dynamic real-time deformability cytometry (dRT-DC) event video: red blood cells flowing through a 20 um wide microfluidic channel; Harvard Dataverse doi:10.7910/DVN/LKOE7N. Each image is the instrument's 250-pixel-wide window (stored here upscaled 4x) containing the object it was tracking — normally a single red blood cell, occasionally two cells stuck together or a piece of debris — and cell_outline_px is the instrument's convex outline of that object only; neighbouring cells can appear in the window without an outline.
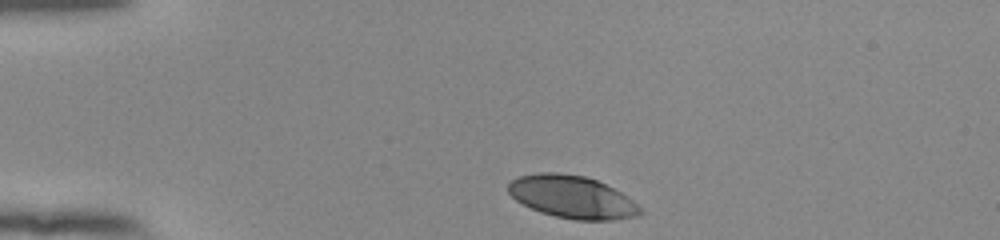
{"species": "human", "species_latin": "Homo sapiens", "temperature_condition": "room temperature", "stored_images_in_passage": 35, "camera_frame_rate_fps": 3000, "um_per_image_px": 0.085, "donor": {"sex": "female"}, "frame": {"image": 1, "passage_image": 1, "time_ms": 0.0, "image_size_px": [1000, 240], "cell_outline_px": [[644, 212], [636, 216], [612, 220], [576, 220], [556, 216], [540, 212], [516, 200], [508, 192], [508, 184], [516, 176], [540, 172], [556, 172], [584, 176], [596, 180], [620, 192], [632, 200]], "centroid_in_image_um": [48.6, 16.74], "position_along_channel_um": 36.4, "area_um2": 32.48}}
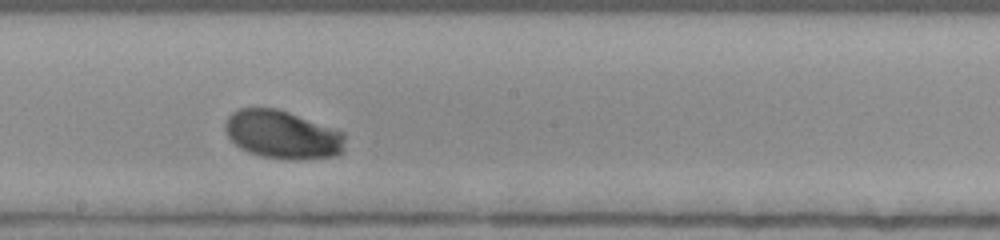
{"frame": {"image": 2, "passage_image": 20, "time_ms": 6.333, "image_size_px": [1000, 240], "cell_outline_px": [[344, 152], [336, 156], [296, 160], [288, 160], [260, 156], [248, 152], [240, 148], [228, 136], [224, 128], [224, 120], [232, 112], [240, 108], [276, 108], [288, 112], [344, 132]], "centroid_in_image_um": [23.99, 11.46], "position_along_channel_um": 224.2, "area_um2": 33.87}}
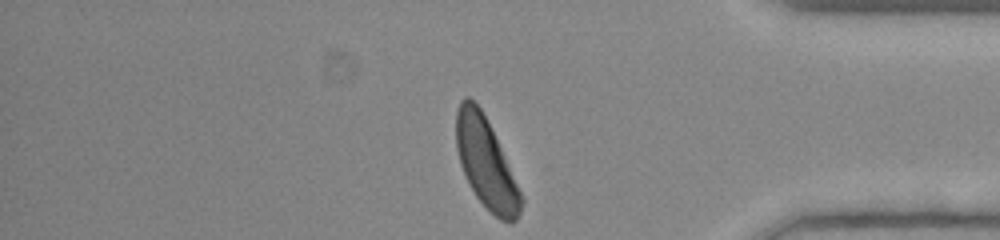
{"frame": {"image": 3, "passage_image": 35, "time_ms": 11.333, "image_size_px": [1000, 240], "cell_outline_px": [[524, 200], [520, 212], [516, 220], [512, 224], [508, 224], [500, 220], [476, 196], [468, 184], [460, 164], [456, 148], [456, 112], [460, 100], [464, 96], [468, 96], [480, 108], [500, 148]], "centroid_in_image_um": [41.28, 13.9], "position_along_channel_um": 393.9, "area_um2": 33.35}, "authors_computed_cell_mechanics": {"area_um2": 33.235, "velocity_mm_per_s": 3.7866, "shape_relaxation_time_tau1_ms": 2.2159, "shape_relaxation_time_tau2_ms": null, "deformation_change_tau1": 0.1493, "deformation_change_tau2": null}}